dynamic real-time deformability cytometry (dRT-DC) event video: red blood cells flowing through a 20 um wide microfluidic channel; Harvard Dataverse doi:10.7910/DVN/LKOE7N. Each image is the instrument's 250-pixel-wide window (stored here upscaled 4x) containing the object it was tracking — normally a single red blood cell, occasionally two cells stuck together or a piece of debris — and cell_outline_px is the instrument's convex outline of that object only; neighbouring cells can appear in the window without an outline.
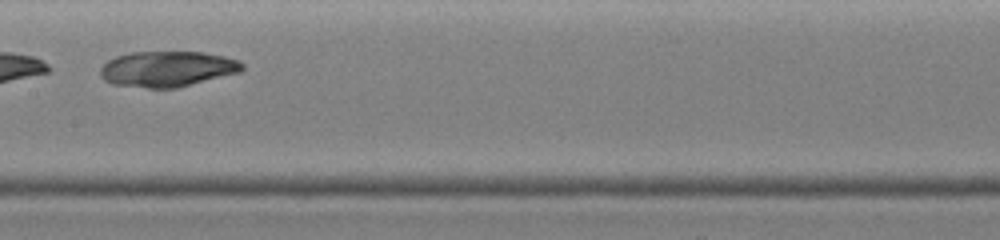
{"species": "common noctule bat (a hibernating species)", "species_latin": "Nyctalus noctula", "temperature_condition": "warm", "stored_images_in_passage": 25, "camera_frame_rate_fps": 3000, "um_per_image_px": 0.085, "animal": {"sex": "female", "body_mass_g": 19.0, "forearm_length_mm": 51.5}, "frame": {"image": 1, "passage_image": 11, "time_ms": 3.333, "image_size_px": [1000, 240], "cell_outline_px": [[244, 68], [240, 72], [176, 88], [148, 88], [112, 84], [104, 80], [100, 76], [100, 68], [108, 60], [116, 56], [128, 52], [200, 52], [224, 56], [240, 60], [244, 64]], "centroid_in_image_um": [14.21, 5.85], "position_along_channel_um": 193.2, "area_um2": 29.54}}